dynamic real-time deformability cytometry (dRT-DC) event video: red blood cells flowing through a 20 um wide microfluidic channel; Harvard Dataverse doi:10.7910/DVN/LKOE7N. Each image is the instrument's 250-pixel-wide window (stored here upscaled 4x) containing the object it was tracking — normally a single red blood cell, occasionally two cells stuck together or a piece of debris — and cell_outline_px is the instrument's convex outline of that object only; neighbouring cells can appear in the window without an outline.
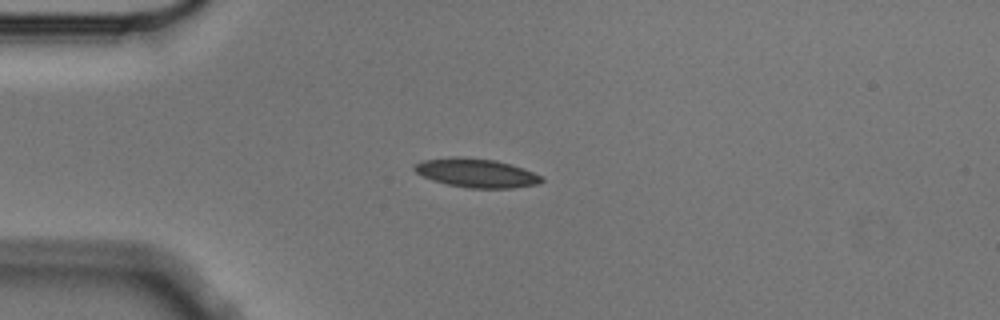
{"species": "Egyptian fruit bat (a non-hibernating species)", "species_latin": "Rousettus aegyptiacus", "temperature_condition": "cold", "stored_images_in_passage": 6, "camera_frame_rate_fps": 3000, "um_per_image_px": 0.085, "animal": {"sex": "male"}, "frame": {"image": 1, "passage_image": 3, "time_ms": 0.667, "image_size_px": [1000, 320], "cell_outline_px": [[544, 180], [536, 184], [512, 188], [468, 188], [448, 184], [432, 180], [416, 172], [412, 168], [420, 160], [452, 156], [460, 156], [496, 160], [512, 164], [524, 168], [544, 176]], "centroid_in_image_um": [40.5, 14.68], "position_along_channel_um": 44.5, "area_um2": 21.62}}
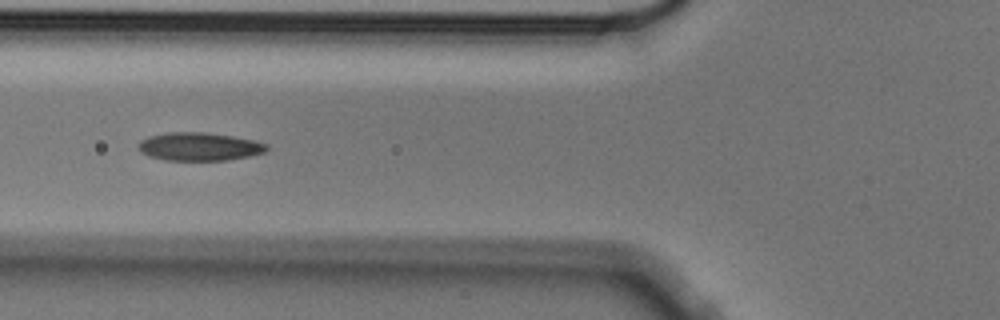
{"frame": {"image": 2, "passage_image": 5, "time_ms": 1.333, "image_size_px": [1000, 320], "cell_outline_px": [[268, 148], [264, 152], [248, 156], [228, 160], [164, 160], [148, 156], [140, 152], [136, 148], [136, 144], [140, 140], [148, 136], [168, 132], [204, 132], [232, 136], [252, 140], [268, 144]], "centroid_in_image_um": [16.86, 12.46], "position_along_channel_um": 108.9, "area_um2": 21.21}}
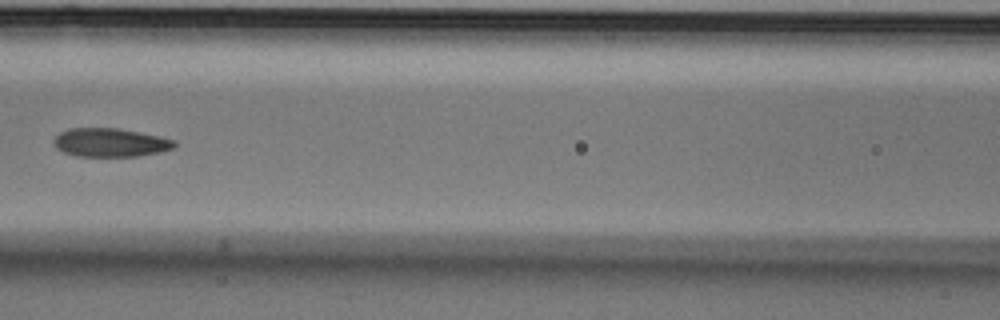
{"frame": {"image": 3, "passage_image": 6, "time_ms": 1.667, "image_size_px": [1000, 320], "cell_outline_px": [[176, 148], [160, 152], [140, 156], [76, 156], [64, 152], [56, 148], [52, 144], [52, 140], [60, 132], [68, 128], [116, 128], [160, 136], [176, 140]], "centroid_in_image_um": [9.38, 12.12], "position_along_channel_um": 157.2, "area_um2": 20.29}}